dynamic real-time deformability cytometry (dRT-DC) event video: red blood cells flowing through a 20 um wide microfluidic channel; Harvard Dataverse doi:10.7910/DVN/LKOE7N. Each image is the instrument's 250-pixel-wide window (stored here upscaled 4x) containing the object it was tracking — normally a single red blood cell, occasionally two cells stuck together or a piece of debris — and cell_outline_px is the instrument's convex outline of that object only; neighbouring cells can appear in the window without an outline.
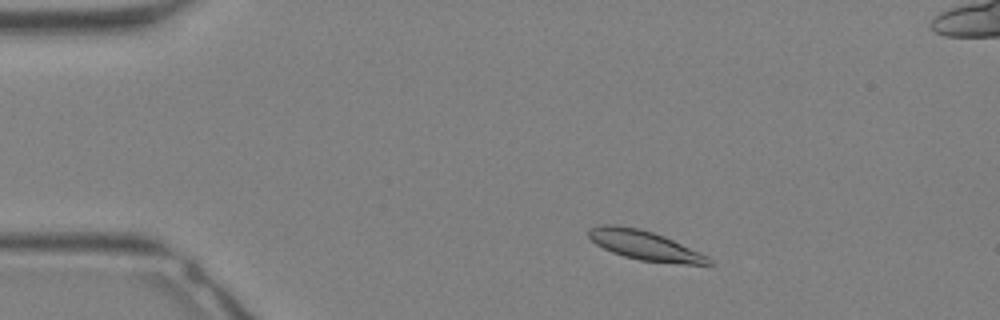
{"species": "Egyptian fruit bat (a non-hibernating species)", "species_latin": "Rousettus aegyptiacus", "temperature_condition": "warm", "stored_images_in_passage": 32, "camera_frame_rate_fps": 3000, "um_per_image_px": 0.085, "animal": {"sex": "female"}, "frame": {"image": 1, "passage_image": 4, "time_ms": 1.0, "image_size_px": [1000, 320], "cell_outline_px": [[716, 264], [684, 264], [640, 260], [624, 256], [612, 252], [596, 244], [588, 236], [588, 228], [600, 224], [612, 224], [640, 228], [664, 236], [700, 252], [708, 256]], "centroid_in_image_um": [54.79, 20.84], "position_along_channel_um": 30.2, "area_um2": 20.58}}
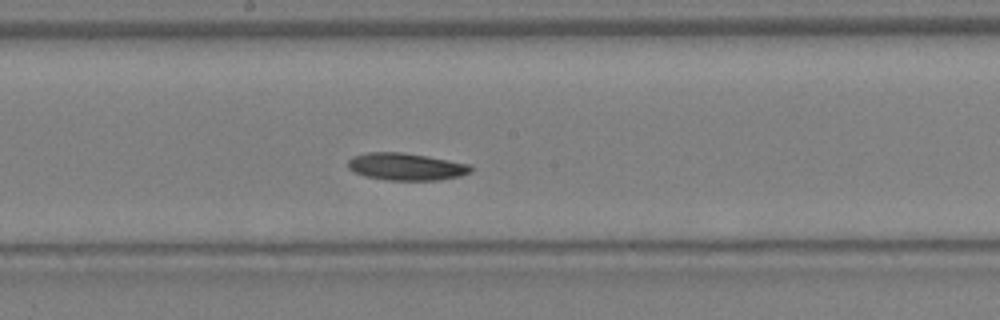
{"frame": {"image": 2, "passage_image": 16, "time_ms": 5.0, "image_size_px": [1000, 320], "cell_outline_px": [[472, 172], [460, 176], [440, 180], [388, 180], [364, 176], [348, 168], [348, 160], [352, 156], [368, 152], [404, 152], [472, 164]], "centroid_in_image_um": [34.54, 14.16], "position_along_channel_um": 213.7, "area_um2": 19.65}}
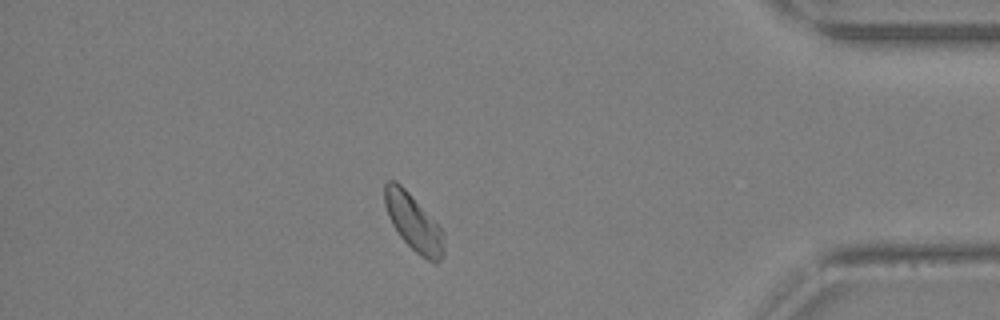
{"frame": {"image": 3, "passage_image": 27, "time_ms": 8.667, "image_size_px": [1000, 320], "cell_outline_px": [[444, 256], [436, 264], [432, 264], [420, 256], [400, 236], [392, 224], [388, 216], [384, 204], [384, 184], [388, 180], [396, 180], [408, 192], [444, 232]], "centroid_in_image_um": [35.15, 18.95], "position_along_channel_um": 400.0, "area_um2": 19.54}}